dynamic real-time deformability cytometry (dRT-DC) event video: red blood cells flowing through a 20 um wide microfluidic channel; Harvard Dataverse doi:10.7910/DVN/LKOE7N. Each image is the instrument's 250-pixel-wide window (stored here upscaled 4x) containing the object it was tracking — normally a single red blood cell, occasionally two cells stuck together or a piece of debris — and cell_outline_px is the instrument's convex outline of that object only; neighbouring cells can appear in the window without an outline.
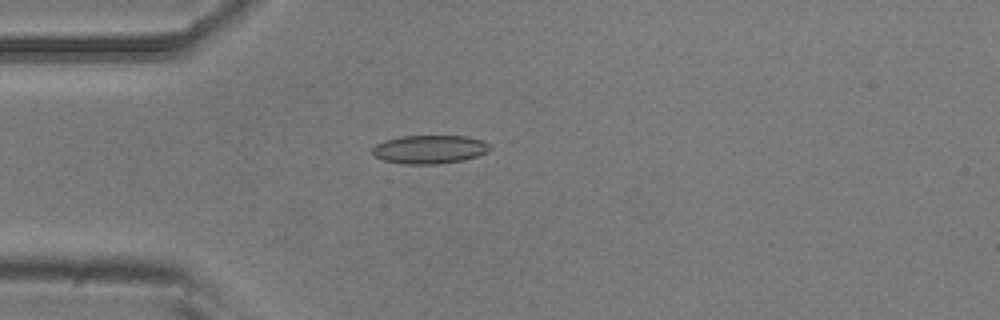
{"species": "common noctule bat (a hibernating species)", "species_latin": "Nyctalus noctula", "temperature_condition": "room temperature", "stored_images_in_passage": 4, "camera_frame_rate_fps": 3000, "um_per_image_px": 0.085, "animal": {"sex": "male", "body_mass_g": 20.5, "forearm_length_mm": 52.5}, "frame": {"image": 1, "passage_image": 4, "time_ms": 1.0, "image_size_px": [1000, 320], "cell_outline_px": [[492, 148], [488, 152], [464, 160], [436, 164], [404, 164], [384, 160], [376, 156], [372, 152], [372, 148], [376, 144], [384, 140], [400, 136], [464, 136], [480, 140], [488, 144]], "centroid_in_image_um": [36.5, 12.69], "position_along_channel_um": 48.5, "area_um2": 19.42}}